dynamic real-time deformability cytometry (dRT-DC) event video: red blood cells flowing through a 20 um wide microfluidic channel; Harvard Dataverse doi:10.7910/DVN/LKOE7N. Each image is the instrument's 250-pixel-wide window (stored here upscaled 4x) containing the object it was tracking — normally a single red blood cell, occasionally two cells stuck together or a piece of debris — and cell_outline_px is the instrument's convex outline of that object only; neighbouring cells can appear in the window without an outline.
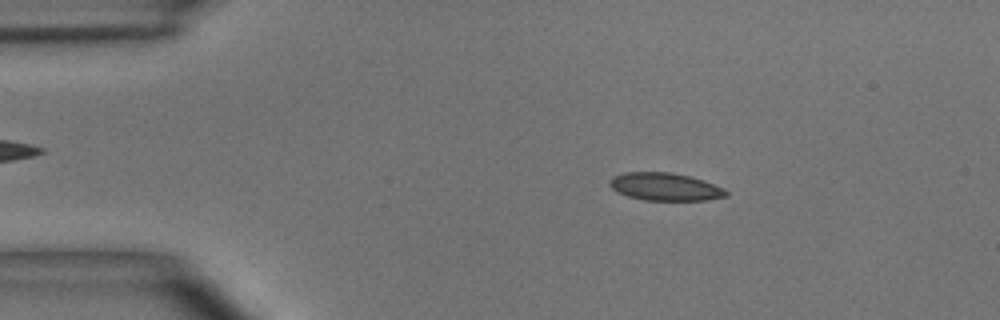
{"species": "common noctule bat (a hibernating species)", "species_latin": "Nyctalus noctula", "temperature_condition": "room temperature", "stored_images_in_passage": 48, "camera_frame_rate_fps": 3000, "um_per_image_px": 0.085, "animal": {"sex": "male", "body_mass_g": 15.6}, "frame": {"image": 1, "passage_image": 8, "time_ms": 2.333, "image_size_px": [1000, 320], "cell_outline_px": [[728, 196], [708, 200], [644, 200], [628, 196], [616, 192], [608, 184], [612, 176], [624, 172], [672, 172], [704, 180], [724, 188], [728, 192]], "centroid_in_image_um": [56.53, 15.87], "position_along_channel_um": 28.5, "area_um2": 18.96}}
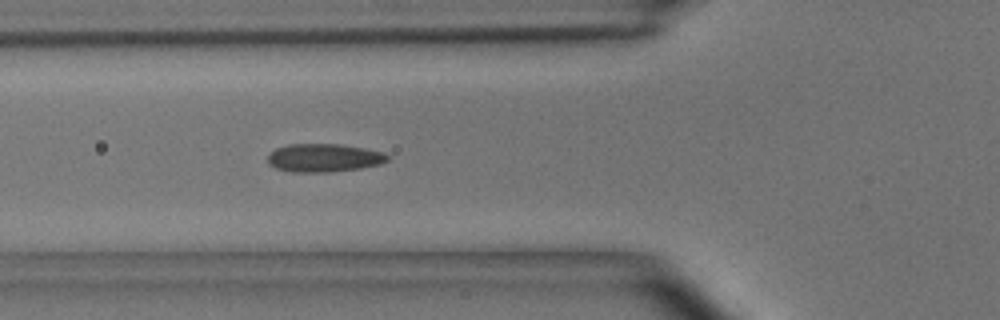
{"frame": {"image": 2, "passage_image": 17, "time_ms": 5.333, "image_size_px": [1000, 320], "cell_outline_px": [[388, 160], [380, 164], [360, 168], [332, 172], [292, 172], [276, 168], [268, 164], [268, 156], [276, 148], [288, 144], [340, 144], [364, 148], [384, 152], [388, 156]], "centroid_in_image_um": [27.53, 13.42], "position_along_channel_um": 98.3, "area_um2": 19.71}}
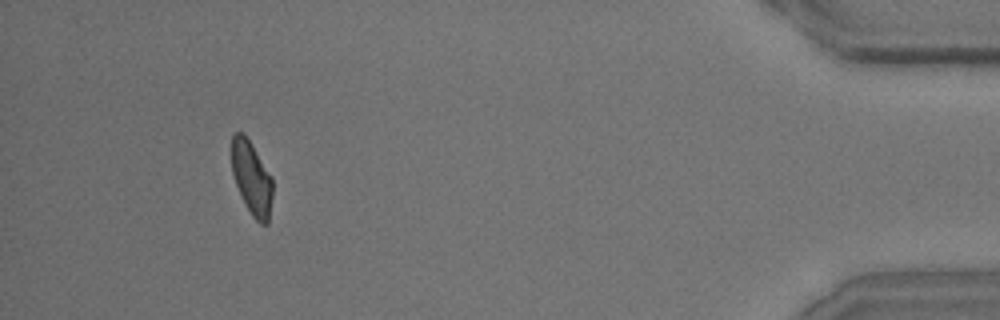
{"frame": {"image": 3, "passage_image": 45, "time_ms": 14.667, "image_size_px": [1000, 320], "cell_outline_px": [[272, 196], [268, 224], [260, 224], [252, 216], [240, 196], [232, 172], [232, 136], [236, 132], [244, 132], [252, 144], [272, 176]], "centroid_in_image_um": [21.39, 15.13], "position_along_channel_um": 413.8, "area_um2": 17.63}, "authors_computed_cell_mechanics": {"area_um2": 18.8139, "velocity_mm_per_s": 4.0758, "shape_relaxation_time_tau1_ms": 3.6883, "shape_relaxation_time_tau2_ms": 1.269, "deformation_change_tau1": 0.129, "deformation_change_tau2": 0.0844}}